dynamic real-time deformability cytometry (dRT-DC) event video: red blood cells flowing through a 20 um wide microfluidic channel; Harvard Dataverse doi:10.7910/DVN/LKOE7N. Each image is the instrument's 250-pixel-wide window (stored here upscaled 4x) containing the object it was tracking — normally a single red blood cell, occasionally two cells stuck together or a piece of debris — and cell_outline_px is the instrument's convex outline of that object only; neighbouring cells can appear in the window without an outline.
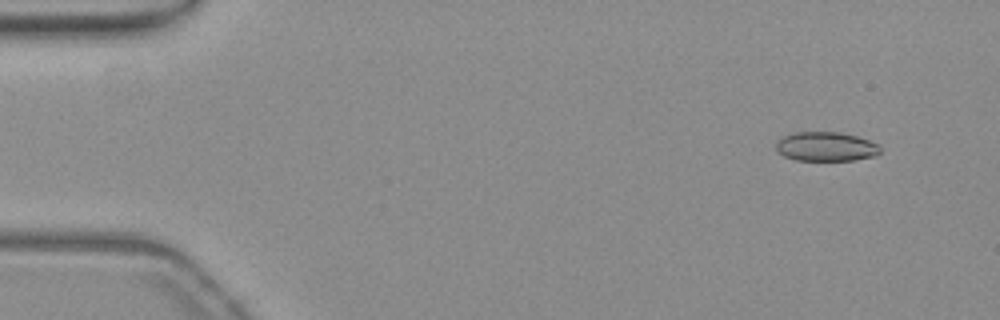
{"species": "common noctule bat (a hibernating species)", "species_latin": "Nyctalus noctula", "temperature_condition": "warm", "stored_images_in_passage": 51, "camera_frame_rate_fps": 3000, "um_per_image_px": 0.085, "animal": {"sex": "female", "body_mass_g": 19.3, "forearm_length_mm": 54.1}, "frame": {"image": 1, "passage_image": 2, "time_ms": 0.333, "image_size_px": [1000, 320], "cell_outline_px": [[880, 152], [876, 156], [852, 160], [796, 160], [784, 156], [776, 152], [776, 140], [784, 136], [796, 132], [840, 132], [856, 136], [880, 144]], "centroid_in_image_um": [70.2, 12.46], "position_along_channel_um": 14.8, "area_um2": 17.86}}
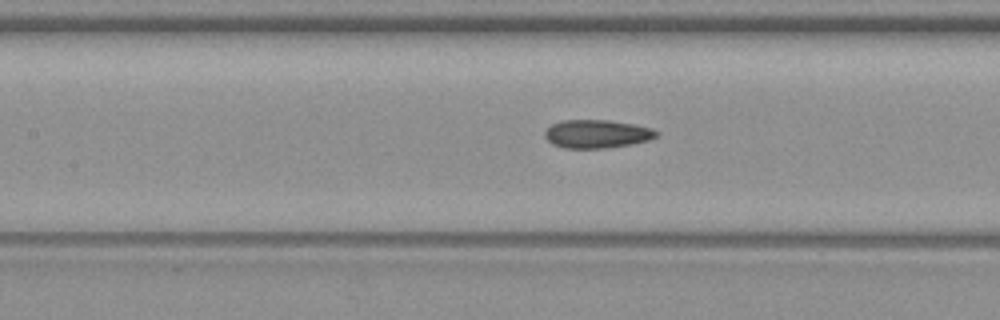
{"frame": {"image": 2, "passage_image": 22, "time_ms": 7.0, "image_size_px": [1000, 320], "cell_outline_px": [[660, 132], [656, 136], [648, 140], [632, 144], [604, 148], [564, 148], [552, 144], [544, 136], [544, 132], [552, 124], [560, 120], [608, 120], [632, 124], [652, 128]], "centroid_in_image_um": [50.72, 11.38], "position_along_channel_um": 156.7, "area_um2": 18.38}}
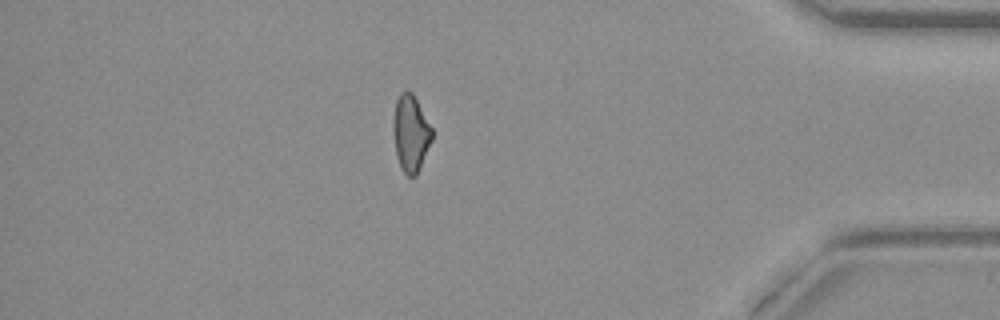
{"frame": {"image": 3, "passage_image": 44, "time_ms": 14.333, "image_size_px": [1000, 320], "cell_outline_px": [[432, 140], [420, 168], [416, 176], [408, 176], [400, 168], [396, 156], [392, 128], [392, 120], [396, 100], [400, 92], [404, 88], [408, 88], [412, 92], [432, 128]], "centroid_in_image_um": [34.88, 11.3], "position_along_channel_um": 400.3, "area_um2": 17.63}, "authors_computed_cell_mechanics": {"area_um2": 18.1492, "velocity_mm_per_s": 3.8643, "shape_relaxation_time_tau1_ms": null, "shape_relaxation_time_tau2_ms": 2.9738, "deformation_change_tau1": null, "deformation_change_tau2": 0.0927}}